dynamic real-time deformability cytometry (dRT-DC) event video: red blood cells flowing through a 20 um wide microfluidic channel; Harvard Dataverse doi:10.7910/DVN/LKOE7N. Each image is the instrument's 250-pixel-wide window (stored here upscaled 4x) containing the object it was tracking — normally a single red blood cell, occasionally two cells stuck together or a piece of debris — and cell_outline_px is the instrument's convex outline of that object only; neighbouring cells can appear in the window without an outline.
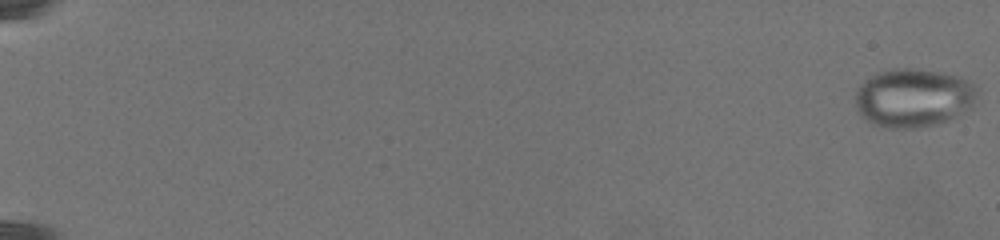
{"species": "common noctule bat (a hibernating species)", "species_latin": "Nyctalus noctula", "temperature_condition": "warm", "stored_images_in_passage": 62, "camera_frame_rate_fps": 3000, "um_per_image_px": 0.085, "animal": {"sex": "female", "body_mass_g": 19.5, "forearm_length_mm": 54.1}, "frame": {"image": 1, "passage_image": 1, "time_ms": 0.0, "image_size_px": [1000, 240], "cell_outline_px": [[980, 92], [972, 108], [948, 120], [936, 124], [916, 128], [884, 128], [872, 124], [864, 120], [856, 108], [856, 92], [860, 84], [876, 72], [892, 68], [920, 68], [940, 72], [956, 76], [968, 80]], "centroid_in_image_um": [77.64, 8.31], "position_along_channel_um": 7.4, "area_um2": 42.19}}
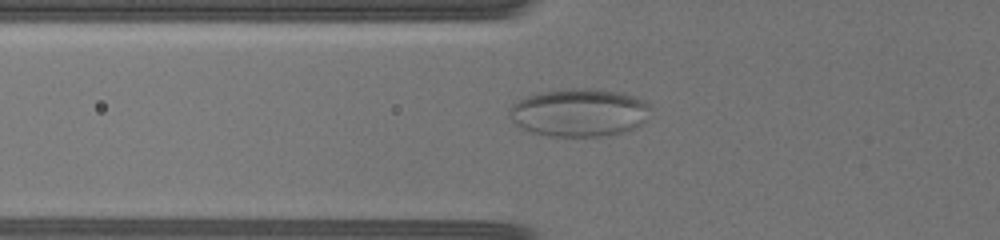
{"frame": {"image": 2, "passage_image": 27, "time_ms": 10.333, "image_size_px": [1000, 240], "cell_outline_px": [[652, 108], [644, 120], [636, 128], [608, 136], [548, 136], [528, 132], [520, 128], [508, 116], [508, 108], [516, 100], [528, 96], [544, 92], [568, 88], [588, 88], [620, 92], [644, 100], [652, 104]], "centroid_in_image_um": [49.21, 9.57], "position_along_channel_um": 76.6, "area_um2": 39.82}}
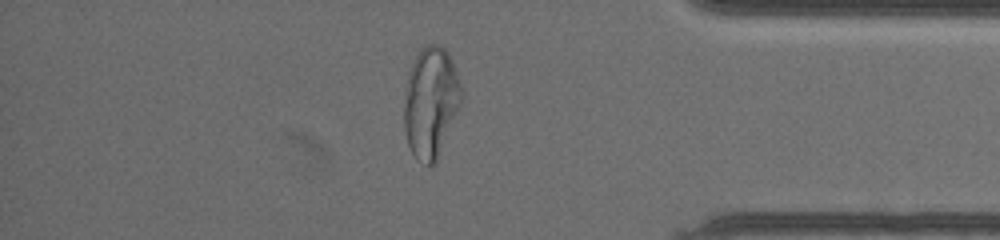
{"frame": {"image": 3, "passage_image": 51, "time_ms": 22.333, "image_size_px": [1000, 240], "cell_outline_px": [[464, 96], [460, 108], [436, 164], [428, 168], [416, 160], [412, 156], [408, 144], [404, 128], [404, 104], [408, 72], [420, 48], [428, 44], [440, 44], [448, 52], [452, 60]], "centroid_in_image_um": [36.63, 8.76], "position_along_channel_um": 398.6, "area_um2": 37.8}}